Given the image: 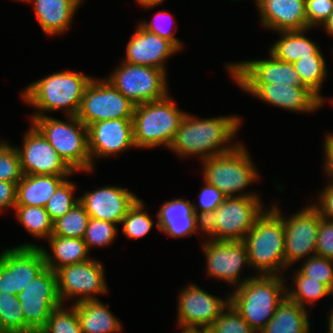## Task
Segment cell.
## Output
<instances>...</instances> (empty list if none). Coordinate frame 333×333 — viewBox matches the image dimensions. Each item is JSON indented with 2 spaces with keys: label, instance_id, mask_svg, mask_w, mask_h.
Returning a JSON list of instances; mask_svg holds the SVG:
<instances>
[{
  "label": "cell",
  "instance_id": "cell-43",
  "mask_svg": "<svg viewBox=\"0 0 333 333\" xmlns=\"http://www.w3.org/2000/svg\"><path fill=\"white\" fill-rule=\"evenodd\" d=\"M215 333H256L229 303L211 326Z\"/></svg>",
  "mask_w": 333,
  "mask_h": 333
},
{
  "label": "cell",
  "instance_id": "cell-47",
  "mask_svg": "<svg viewBox=\"0 0 333 333\" xmlns=\"http://www.w3.org/2000/svg\"><path fill=\"white\" fill-rule=\"evenodd\" d=\"M318 195V201L311 204L319 211L322 218L333 221V185L327 183ZM318 202V203H317Z\"/></svg>",
  "mask_w": 333,
  "mask_h": 333
},
{
  "label": "cell",
  "instance_id": "cell-53",
  "mask_svg": "<svg viewBox=\"0 0 333 333\" xmlns=\"http://www.w3.org/2000/svg\"><path fill=\"white\" fill-rule=\"evenodd\" d=\"M198 333H215L211 327L198 328Z\"/></svg>",
  "mask_w": 333,
  "mask_h": 333
},
{
  "label": "cell",
  "instance_id": "cell-6",
  "mask_svg": "<svg viewBox=\"0 0 333 333\" xmlns=\"http://www.w3.org/2000/svg\"><path fill=\"white\" fill-rule=\"evenodd\" d=\"M186 114L176 106L170 94L166 97L135 106L132 117L134 144L137 148L167 149Z\"/></svg>",
  "mask_w": 333,
  "mask_h": 333
},
{
  "label": "cell",
  "instance_id": "cell-3",
  "mask_svg": "<svg viewBox=\"0 0 333 333\" xmlns=\"http://www.w3.org/2000/svg\"><path fill=\"white\" fill-rule=\"evenodd\" d=\"M286 278L280 275H255L230 292V303L251 328L259 333L287 297Z\"/></svg>",
  "mask_w": 333,
  "mask_h": 333
},
{
  "label": "cell",
  "instance_id": "cell-20",
  "mask_svg": "<svg viewBox=\"0 0 333 333\" xmlns=\"http://www.w3.org/2000/svg\"><path fill=\"white\" fill-rule=\"evenodd\" d=\"M268 59L242 60L225 64L235 83H286L304 86L293 64L277 60L268 53Z\"/></svg>",
  "mask_w": 333,
  "mask_h": 333
},
{
  "label": "cell",
  "instance_id": "cell-10",
  "mask_svg": "<svg viewBox=\"0 0 333 333\" xmlns=\"http://www.w3.org/2000/svg\"><path fill=\"white\" fill-rule=\"evenodd\" d=\"M135 106L108 80L94 77L85 88L77 118L87 127L99 121L132 118Z\"/></svg>",
  "mask_w": 333,
  "mask_h": 333
},
{
  "label": "cell",
  "instance_id": "cell-46",
  "mask_svg": "<svg viewBox=\"0 0 333 333\" xmlns=\"http://www.w3.org/2000/svg\"><path fill=\"white\" fill-rule=\"evenodd\" d=\"M316 255L333 260V221L320 216Z\"/></svg>",
  "mask_w": 333,
  "mask_h": 333
},
{
  "label": "cell",
  "instance_id": "cell-15",
  "mask_svg": "<svg viewBox=\"0 0 333 333\" xmlns=\"http://www.w3.org/2000/svg\"><path fill=\"white\" fill-rule=\"evenodd\" d=\"M201 243L206 258V276L219 279L234 289L238 288L248 279L253 278L255 274L248 278L241 279V270L248 262V253L245 242L239 241H216L205 239ZM240 276V277H239Z\"/></svg>",
  "mask_w": 333,
  "mask_h": 333
},
{
  "label": "cell",
  "instance_id": "cell-26",
  "mask_svg": "<svg viewBox=\"0 0 333 333\" xmlns=\"http://www.w3.org/2000/svg\"><path fill=\"white\" fill-rule=\"evenodd\" d=\"M72 305L78 315L81 333H119L123 329L120 320L109 310V304L101 300Z\"/></svg>",
  "mask_w": 333,
  "mask_h": 333
},
{
  "label": "cell",
  "instance_id": "cell-39",
  "mask_svg": "<svg viewBox=\"0 0 333 333\" xmlns=\"http://www.w3.org/2000/svg\"><path fill=\"white\" fill-rule=\"evenodd\" d=\"M117 233V224L90 217L83 240L87 249L91 251L94 247L103 248L111 245L116 240Z\"/></svg>",
  "mask_w": 333,
  "mask_h": 333
},
{
  "label": "cell",
  "instance_id": "cell-13",
  "mask_svg": "<svg viewBox=\"0 0 333 333\" xmlns=\"http://www.w3.org/2000/svg\"><path fill=\"white\" fill-rule=\"evenodd\" d=\"M271 208L283 219L285 228V264L294 263L316 255L320 214L311 204L285 217L275 203ZM284 215V216H282Z\"/></svg>",
  "mask_w": 333,
  "mask_h": 333
},
{
  "label": "cell",
  "instance_id": "cell-25",
  "mask_svg": "<svg viewBox=\"0 0 333 333\" xmlns=\"http://www.w3.org/2000/svg\"><path fill=\"white\" fill-rule=\"evenodd\" d=\"M84 0H27L47 36L61 35L70 29L72 19Z\"/></svg>",
  "mask_w": 333,
  "mask_h": 333
},
{
  "label": "cell",
  "instance_id": "cell-27",
  "mask_svg": "<svg viewBox=\"0 0 333 333\" xmlns=\"http://www.w3.org/2000/svg\"><path fill=\"white\" fill-rule=\"evenodd\" d=\"M70 176L23 175L17 184L16 206L45 207L58 186Z\"/></svg>",
  "mask_w": 333,
  "mask_h": 333
},
{
  "label": "cell",
  "instance_id": "cell-42",
  "mask_svg": "<svg viewBox=\"0 0 333 333\" xmlns=\"http://www.w3.org/2000/svg\"><path fill=\"white\" fill-rule=\"evenodd\" d=\"M171 20L174 22V16L167 11H158L152 18V21H142L140 20L139 24L147 31L159 35L161 38H164L170 41L179 51L184 47L183 43L175 36L174 27L171 28ZM171 29H170V28ZM172 30H174L172 32Z\"/></svg>",
  "mask_w": 333,
  "mask_h": 333
},
{
  "label": "cell",
  "instance_id": "cell-12",
  "mask_svg": "<svg viewBox=\"0 0 333 333\" xmlns=\"http://www.w3.org/2000/svg\"><path fill=\"white\" fill-rule=\"evenodd\" d=\"M25 324L39 333L48 322L51 312L63 303L58 294L56 272L45 267L18 293Z\"/></svg>",
  "mask_w": 333,
  "mask_h": 333
},
{
  "label": "cell",
  "instance_id": "cell-2",
  "mask_svg": "<svg viewBox=\"0 0 333 333\" xmlns=\"http://www.w3.org/2000/svg\"><path fill=\"white\" fill-rule=\"evenodd\" d=\"M93 77L83 72L65 70L54 72L27 85L21 91V98L35 111L34 117L46 116V113L63 110L66 116H77L83 93Z\"/></svg>",
  "mask_w": 333,
  "mask_h": 333
},
{
  "label": "cell",
  "instance_id": "cell-48",
  "mask_svg": "<svg viewBox=\"0 0 333 333\" xmlns=\"http://www.w3.org/2000/svg\"><path fill=\"white\" fill-rule=\"evenodd\" d=\"M323 150H324V156L323 157V170L325 173L324 175L325 180L326 178L327 183H330L333 185V133H328L327 135H324L323 138Z\"/></svg>",
  "mask_w": 333,
  "mask_h": 333
},
{
  "label": "cell",
  "instance_id": "cell-37",
  "mask_svg": "<svg viewBox=\"0 0 333 333\" xmlns=\"http://www.w3.org/2000/svg\"><path fill=\"white\" fill-rule=\"evenodd\" d=\"M76 188V183L71 182L67 178L58 186L53 196L45 205V209L52 221L62 217L79 203V197H75L74 195L76 194Z\"/></svg>",
  "mask_w": 333,
  "mask_h": 333
},
{
  "label": "cell",
  "instance_id": "cell-51",
  "mask_svg": "<svg viewBox=\"0 0 333 333\" xmlns=\"http://www.w3.org/2000/svg\"><path fill=\"white\" fill-rule=\"evenodd\" d=\"M325 32L333 37V13L329 16V18L323 23L321 26Z\"/></svg>",
  "mask_w": 333,
  "mask_h": 333
},
{
  "label": "cell",
  "instance_id": "cell-54",
  "mask_svg": "<svg viewBox=\"0 0 333 333\" xmlns=\"http://www.w3.org/2000/svg\"><path fill=\"white\" fill-rule=\"evenodd\" d=\"M180 333H198V328L197 329H182Z\"/></svg>",
  "mask_w": 333,
  "mask_h": 333
},
{
  "label": "cell",
  "instance_id": "cell-14",
  "mask_svg": "<svg viewBox=\"0 0 333 333\" xmlns=\"http://www.w3.org/2000/svg\"><path fill=\"white\" fill-rule=\"evenodd\" d=\"M46 267L39 245L25 242L0 253V292L20 293Z\"/></svg>",
  "mask_w": 333,
  "mask_h": 333
},
{
  "label": "cell",
  "instance_id": "cell-18",
  "mask_svg": "<svg viewBox=\"0 0 333 333\" xmlns=\"http://www.w3.org/2000/svg\"><path fill=\"white\" fill-rule=\"evenodd\" d=\"M241 91L271 106L292 113H315L322 108V100L306 86L286 83H236Z\"/></svg>",
  "mask_w": 333,
  "mask_h": 333
},
{
  "label": "cell",
  "instance_id": "cell-35",
  "mask_svg": "<svg viewBox=\"0 0 333 333\" xmlns=\"http://www.w3.org/2000/svg\"><path fill=\"white\" fill-rule=\"evenodd\" d=\"M90 216L79 202L62 217L53 221L52 235L84 238Z\"/></svg>",
  "mask_w": 333,
  "mask_h": 333
},
{
  "label": "cell",
  "instance_id": "cell-28",
  "mask_svg": "<svg viewBox=\"0 0 333 333\" xmlns=\"http://www.w3.org/2000/svg\"><path fill=\"white\" fill-rule=\"evenodd\" d=\"M47 241L52 254L42 246L40 249L45 258L46 267L54 272L63 266L81 263L92 258L88 255L90 252L82 238L51 235Z\"/></svg>",
  "mask_w": 333,
  "mask_h": 333
},
{
  "label": "cell",
  "instance_id": "cell-1",
  "mask_svg": "<svg viewBox=\"0 0 333 333\" xmlns=\"http://www.w3.org/2000/svg\"><path fill=\"white\" fill-rule=\"evenodd\" d=\"M241 124L238 114L200 119L186 112L168 150L184 159L194 155L200 162L230 152L239 144L233 139Z\"/></svg>",
  "mask_w": 333,
  "mask_h": 333
},
{
  "label": "cell",
  "instance_id": "cell-24",
  "mask_svg": "<svg viewBox=\"0 0 333 333\" xmlns=\"http://www.w3.org/2000/svg\"><path fill=\"white\" fill-rule=\"evenodd\" d=\"M260 23L275 32L307 29L305 0H255Z\"/></svg>",
  "mask_w": 333,
  "mask_h": 333
},
{
  "label": "cell",
  "instance_id": "cell-29",
  "mask_svg": "<svg viewBox=\"0 0 333 333\" xmlns=\"http://www.w3.org/2000/svg\"><path fill=\"white\" fill-rule=\"evenodd\" d=\"M311 28L277 32L280 38L269 48V53L277 60L293 64L311 55H323L318 43L306 37Z\"/></svg>",
  "mask_w": 333,
  "mask_h": 333
},
{
  "label": "cell",
  "instance_id": "cell-34",
  "mask_svg": "<svg viewBox=\"0 0 333 333\" xmlns=\"http://www.w3.org/2000/svg\"><path fill=\"white\" fill-rule=\"evenodd\" d=\"M0 333H34L26 324L16 295L0 292Z\"/></svg>",
  "mask_w": 333,
  "mask_h": 333
},
{
  "label": "cell",
  "instance_id": "cell-8",
  "mask_svg": "<svg viewBox=\"0 0 333 333\" xmlns=\"http://www.w3.org/2000/svg\"><path fill=\"white\" fill-rule=\"evenodd\" d=\"M261 197H225L223 203L203 220L204 236L216 241H239L264 213Z\"/></svg>",
  "mask_w": 333,
  "mask_h": 333
},
{
  "label": "cell",
  "instance_id": "cell-16",
  "mask_svg": "<svg viewBox=\"0 0 333 333\" xmlns=\"http://www.w3.org/2000/svg\"><path fill=\"white\" fill-rule=\"evenodd\" d=\"M178 295L177 326L179 329L194 330L211 327L230 303V293H227L224 300L193 283L183 287Z\"/></svg>",
  "mask_w": 333,
  "mask_h": 333
},
{
  "label": "cell",
  "instance_id": "cell-45",
  "mask_svg": "<svg viewBox=\"0 0 333 333\" xmlns=\"http://www.w3.org/2000/svg\"><path fill=\"white\" fill-rule=\"evenodd\" d=\"M307 28L322 26L333 13V0H305Z\"/></svg>",
  "mask_w": 333,
  "mask_h": 333
},
{
  "label": "cell",
  "instance_id": "cell-22",
  "mask_svg": "<svg viewBox=\"0 0 333 333\" xmlns=\"http://www.w3.org/2000/svg\"><path fill=\"white\" fill-rule=\"evenodd\" d=\"M126 45L125 59L135 65L160 68L167 72L166 62L179 50L168 40L145 30L139 23Z\"/></svg>",
  "mask_w": 333,
  "mask_h": 333
},
{
  "label": "cell",
  "instance_id": "cell-33",
  "mask_svg": "<svg viewBox=\"0 0 333 333\" xmlns=\"http://www.w3.org/2000/svg\"><path fill=\"white\" fill-rule=\"evenodd\" d=\"M14 209L20 225L32 237L47 240L52 235L53 221L45 207L15 206Z\"/></svg>",
  "mask_w": 333,
  "mask_h": 333
},
{
  "label": "cell",
  "instance_id": "cell-49",
  "mask_svg": "<svg viewBox=\"0 0 333 333\" xmlns=\"http://www.w3.org/2000/svg\"><path fill=\"white\" fill-rule=\"evenodd\" d=\"M17 184L0 180V213L16 206Z\"/></svg>",
  "mask_w": 333,
  "mask_h": 333
},
{
  "label": "cell",
  "instance_id": "cell-9",
  "mask_svg": "<svg viewBox=\"0 0 333 333\" xmlns=\"http://www.w3.org/2000/svg\"><path fill=\"white\" fill-rule=\"evenodd\" d=\"M167 74L160 68L121 61L105 79L133 104L139 105L162 99L170 93Z\"/></svg>",
  "mask_w": 333,
  "mask_h": 333
},
{
  "label": "cell",
  "instance_id": "cell-32",
  "mask_svg": "<svg viewBox=\"0 0 333 333\" xmlns=\"http://www.w3.org/2000/svg\"><path fill=\"white\" fill-rule=\"evenodd\" d=\"M326 64L327 61L324 55H311V57L301 58L293 63L303 85L314 92L322 100V104L327 101L320 93L323 82H325L329 74Z\"/></svg>",
  "mask_w": 333,
  "mask_h": 333
},
{
  "label": "cell",
  "instance_id": "cell-31",
  "mask_svg": "<svg viewBox=\"0 0 333 333\" xmlns=\"http://www.w3.org/2000/svg\"><path fill=\"white\" fill-rule=\"evenodd\" d=\"M295 270L292 276L294 286L288 285L290 288H286V295L289 300L307 309L306 304L312 306L317 300L333 295V292L325 284L304 276L297 268Z\"/></svg>",
  "mask_w": 333,
  "mask_h": 333
},
{
  "label": "cell",
  "instance_id": "cell-19",
  "mask_svg": "<svg viewBox=\"0 0 333 333\" xmlns=\"http://www.w3.org/2000/svg\"><path fill=\"white\" fill-rule=\"evenodd\" d=\"M88 150L92 162L95 159L117 156L121 152L135 149L132 118L99 121L88 127Z\"/></svg>",
  "mask_w": 333,
  "mask_h": 333
},
{
  "label": "cell",
  "instance_id": "cell-40",
  "mask_svg": "<svg viewBox=\"0 0 333 333\" xmlns=\"http://www.w3.org/2000/svg\"><path fill=\"white\" fill-rule=\"evenodd\" d=\"M0 140V180L18 184L22 179L20 156L16 146Z\"/></svg>",
  "mask_w": 333,
  "mask_h": 333
},
{
  "label": "cell",
  "instance_id": "cell-7",
  "mask_svg": "<svg viewBox=\"0 0 333 333\" xmlns=\"http://www.w3.org/2000/svg\"><path fill=\"white\" fill-rule=\"evenodd\" d=\"M59 120L48 114L34 117L32 123L58 152L59 156L76 173H92L88 150V128L77 116Z\"/></svg>",
  "mask_w": 333,
  "mask_h": 333
},
{
  "label": "cell",
  "instance_id": "cell-5",
  "mask_svg": "<svg viewBox=\"0 0 333 333\" xmlns=\"http://www.w3.org/2000/svg\"><path fill=\"white\" fill-rule=\"evenodd\" d=\"M200 163L203 180L217 187L226 197H259L255 192H244L249 185L259 181L260 173L241 142L230 152Z\"/></svg>",
  "mask_w": 333,
  "mask_h": 333
},
{
  "label": "cell",
  "instance_id": "cell-17",
  "mask_svg": "<svg viewBox=\"0 0 333 333\" xmlns=\"http://www.w3.org/2000/svg\"><path fill=\"white\" fill-rule=\"evenodd\" d=\"M23 134V144L16 146L23 175L73 176L75 173L54 147L31 123Z\"/></svg>",
  "mask_w": 333,
  "mask_h": 333
},
{
  "label": "cell",
  "instance_id": "cell-21",
  "mask_svg": "<svg viewBox=\"0 0 333 333\" xmlns=\"http://www.w3.org/2000/svg\"><path fill=\"white\" fill-rule=\"evenodd\" d=\"M139 199L133 191L121 186H102L92 191H85L79 196L91 218L121 224L128 210Z\"/></svg>",
  "mask_w": 333,
  "mask_h": 333
},
{
  "label": "cell",
  "instance_id": "cell-4",
  "mask_svg": "<svg viewBox=\"0 0 333 333\" xmlns=\"http://www.w3.org/2000/svg\"><path fill=\"white\" fill-rule=\"evenodd\" d=\"M285 228L283 219L267 208L245 236L250 268L257 275H280L288 268L285 264Z\"/></svg>",
  "mask_w": 333,
  "mask_h": 333
},
{
  "label": "cell",
  "instance_id": "cell-23",
  "mask_svg": "<svg viewBox=\"0 0 333 333\" xmlns=\"http://www.w3.org/2000/svg\"><path fill=\"white\" fill-rule=\"evenodd\" d=\"M157 229L169 237H204L203 221L195 213L193 203L183 198H171L161 204L157 214ZM199 230V231H198ZM202 232V233H200Z\"/></svg>",
  "mask_w": 333,
  "mask_h": 333
},
{
  "label": "cell",
  "instance_id": "cell-50",
  "mask_svg": "<svg viewBox=\"0 0 333 333\" xmlns=\"http://www.w3.org/2000/svg\"><path fill=\"white\" fill-rule=\"evenodd\" d=\"M137 4L144 9H151L156 6L162 5L165 0H135Z\"/></svg>",
  "mask_w": 333,
  "mask_h": 333
},
{
  "label": "cell",
  "instance_id": "cell-52",
  "mask_svg": "<svg viewBox=\"0 0 333 333\" xmlns=\"http://www.w3.org/2000/svg\"><path fill=\"white\" fill-rule=\"evenodd\" d=\"M328 316V322L326 325H328V333H333V308L327 313Z\"/></svg>",
  "mask_w": 333,
  "mask_h": 333
},
{
  "label": "cell",
  "instance_id": "cell-38",
  "mask_svg": "<svg viewBox=\"0 0 333 333\" xmlns=\"http://www.w3.org/2000/svg\"><path fill=\"white\" fill-rule=\"evenodd\" d=\"M65 305L62 304L51 312L48 322L39 333H81L75 307L71 304L67 308Z\"/></svg>",
  "mask_w": 333,
  "mask_h": 333
},
{
  "label": "cell",
  "instance_id": "cell-36",
  "mask_svg": "<svg viewBox=\"0 0 333 333\" xmlns=\"http://www.w3.org/2000/svg\"><path fill=\"white\" fill-rule=\"evenodd\" d=\"M145 203L142 199H138L135 204L128 210L122 220L121 229L123 235L129 239H140L148 235L154 224L153 219L149 216L147 210H144Z\"/></svg>",
  "mask_w": 333,
  "mask_h": 333
},
{
  "label": "cell",
  "instance_id": "cell-30",
  "mask_svg": "<svg viewBox=\"0 0 333 333\" xmlns=\"http://www.w3.org/2000/svg\"><path fill=\"white\" fill-rule=\"evenodd\" d=\"M308 310L287 297L259 333H311Z\"/></svg>",
  "mask_w": 333,
  "mask_h": 333
},
{
  "label": "cell",
  "instance_id": "cell-11",
  "mask_svg": "<svg viewBox=\"0 0 333 333\" xmlns=\"http://www.w3.org/2000/svg\"><path fill=\"white\" fill-rule=\"evenodd\" d=\"M104 265L91 258L87 261L66 265L56 271L58 294L65 304L68 299H75L72 304L82 301L99 300L96 295H106Z\"/></svg>",
  "mask_w": 333,
  "mask_h": 333
},
{
  "label": "cell",
  "instance_id": "cell-41",
  "mask_svg": "<svg viewBox=\"0 0 333 333\" xmlns=\"http://www.w3.org/2000/svg\"><path fill=\"white\" fill-rule=\"evenodd\" d=\"M297 269L304 276L325 284L333 292V260L313 255L303 260Z\"/></svg>",
  "mask_w": 333,
  "mask_h": 333
},
{
  "label": "cell",
  "instance_id": "cell-44",
  "mask_svg": "<svg viewBox=\"0 0 333 333\" xmlns=\"http://www.w3.org/2000/svg\"><path fill=\"white\" fill-rule=\"evenodd\" d=\"M203 186L198 195L199 204H193L195 213L202 221L212 214L226 197L217 187L205 181Z\"/></svg>",
  "mask_w": 333,
  "mask_h": 333
}]
</instances>
